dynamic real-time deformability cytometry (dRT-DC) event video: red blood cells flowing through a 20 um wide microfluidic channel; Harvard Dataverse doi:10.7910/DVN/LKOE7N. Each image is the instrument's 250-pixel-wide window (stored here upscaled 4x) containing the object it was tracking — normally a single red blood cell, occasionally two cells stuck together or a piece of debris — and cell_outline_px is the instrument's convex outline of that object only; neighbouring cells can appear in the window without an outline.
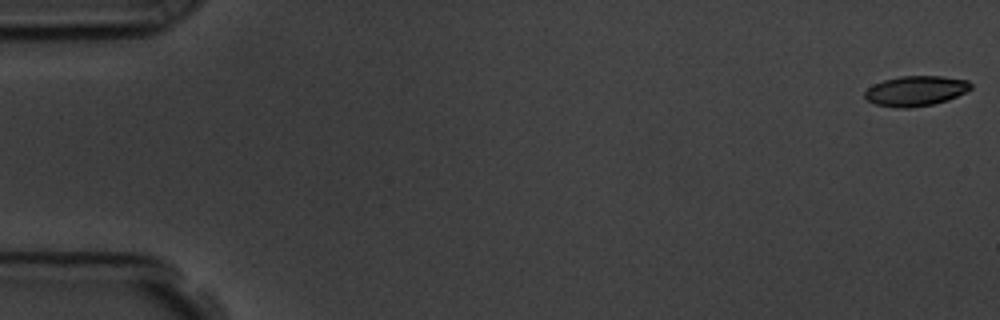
{"species": "common noctule bat (a hibernating species)", "species_latin": "Nyctalus noctula", "temperature_condition": "room temperature", "stored_images_in_passage": 39, "camera_frame_rate_fps": 3000, "um_per_image_px": 0.085, "animal": {"sex": "male", "body_mass_g": 19.5, "forearm_length_mm": 54.6}, "frame": {"image": 1, "passage_image": 1, "time_ms": 0.0, "image_size_px": [1000, 320], "cell_outline_px": [[972, 88], [948, 100], [932, 104], [908, 108], [900, 108], [876, 104], [868, 100], [864, 96], [864, 92], [868, 88], [884, 80], [900, 76], [940, 76], [968, 80], [972, 84]], "centroid_in_image_um": [77.85, 7.72], "position_along_channel_um": 7.1, "area_um2": 18.38}}
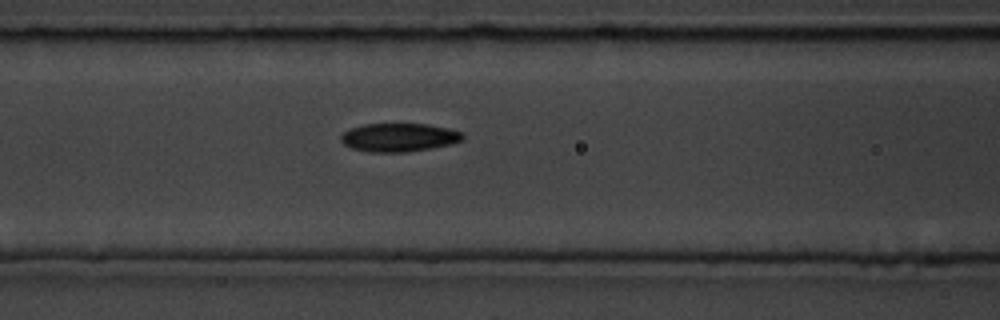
{"frame": {"image": 2, "passage_image": 24, "time_ms": 7.667, "image_size_px": [1000, 320], "cell_outline_px": [[464, 136], [460, 140], [452, 144], [432, 148], [404, 152], [368, 152], [352, 148], [344, 144], [340, 140], [340, 136], [348, 128], [364, 124], [428, 124], [448, 128], [464, 132]], "centroid_in_image_um": [33.9, 11.67], "position_along_channel_um": 132.7, "area_um2": 20.29}}
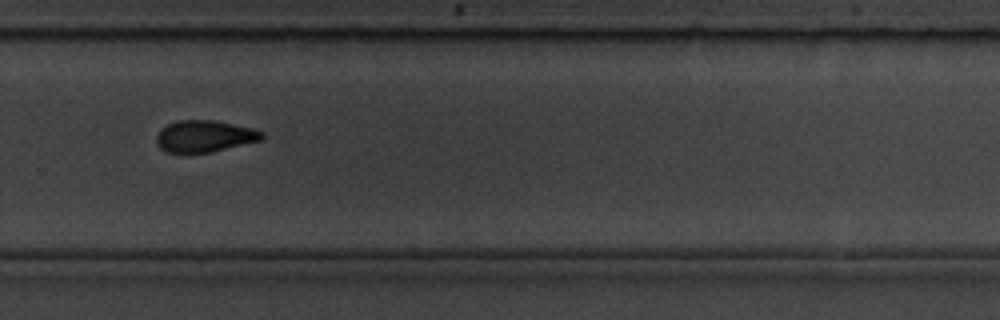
{"frame": {"image": 3, "passage_image": 39, "time_ms": 12.667, "image_size_px": [1000, 320], "cell_outline_px": [[264, 136], [260, 140], [212, 152], [168, 152], [160, 148], [156, 144], [156, 136], [160, 128], [168, 124], [180, 120], [212, 120], [252, 128], [264, 132]], "centroid_in_image_um": [17.36, 11.57], "position_along_channel_um": 312.4, "area_um2": 19.31}}